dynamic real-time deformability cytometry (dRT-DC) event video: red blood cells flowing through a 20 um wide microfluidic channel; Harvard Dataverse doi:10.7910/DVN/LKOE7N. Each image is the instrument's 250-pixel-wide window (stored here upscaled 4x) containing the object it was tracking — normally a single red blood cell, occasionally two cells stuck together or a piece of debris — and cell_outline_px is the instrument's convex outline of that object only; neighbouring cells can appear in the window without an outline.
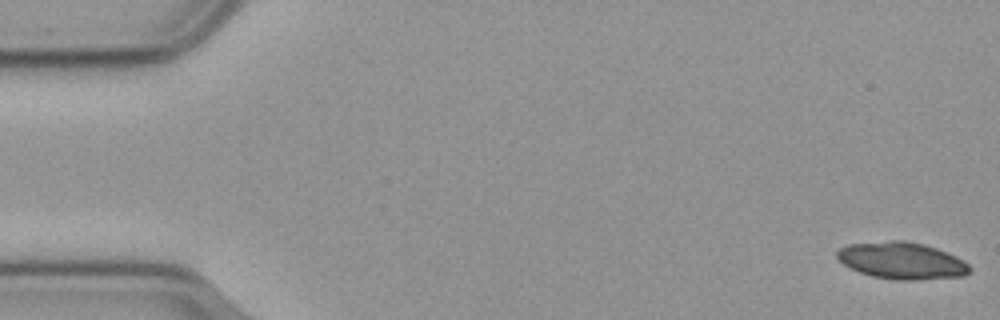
{"species": "common noctule bat (a hibernating species)", "species_latin": "Nyctalus noctula", "temperature_condition": "cold", "stored_images_in_passage": 10, "camera_frame_rate_fps": 3000, "um_per_image_px": 0.085, "animal": {"sex": "male", "body_mass_g": 23.1, "forearm_length_mm": 52.7}, "frame": {"image": 1, "passage_image": 1, "time_ms": 0.0, "image_size_px": [1000, 320], "cell_outline_px": [[972, 268], [964, 276], [916, 280], [896, 280], [872, 276], [860, 272], [844, 264], [836, 256], [836, 252], [840, 248], [848, 244], [892, 240], [904, 240], [924, 244], [948, 252], [964, 260]], "centroid_in_image_um": [76.67, 22.15], "position_along_channel_um": 8.3, "area_um2": 28.55}}